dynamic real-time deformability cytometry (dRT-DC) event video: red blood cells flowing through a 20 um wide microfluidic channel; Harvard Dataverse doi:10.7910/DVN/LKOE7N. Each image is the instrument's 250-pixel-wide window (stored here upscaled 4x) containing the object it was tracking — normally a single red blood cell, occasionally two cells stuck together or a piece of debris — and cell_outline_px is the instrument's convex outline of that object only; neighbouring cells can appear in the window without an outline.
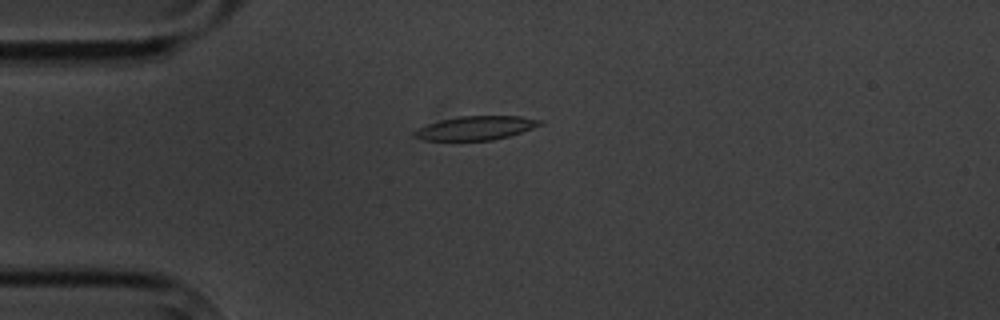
{"species": "common noctule bat (a hibernating species)", "species_latin": "Nyctalus noctula", "temperature_condition": "cold", "stored_images_in_passage": 5, "camera_frame_rate_fps": 3000, "um_per_image_px": 0.085, "animal": {"sex": "male", "body_mass_g": 20.1, "forearm_length_mm": 53.5}, "frame": {"image": 1, "passage_image": 2, "time_ms": 1.0, "image_size_px": [1000, 320], "cell_outline_px": [[544, 120], [540, 124], [532, 128], [508, 136], [492, 140], [424, 140], [412, 136], [412, 132], [428, 124], [440, 120], [460, 116], [520, 116]], "centroid_in_image_um": [40.42, 10.87], "position_along_channel_um": 44.6, "area_um2": 17.22}}
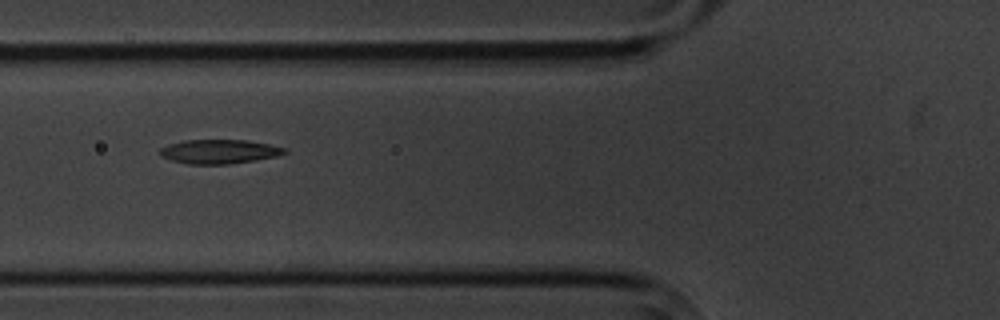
{"frame": {"image": 2, "passage_image": 4, "time_ms": 3.333, "image_size_px": [1000, 320], "cell_outline_px": [[288, 152], [276, 156], [256, 160], [228, 164], [188, 164], [172, 160], [160, 156], [160, 148], [168, 144], [184, 140], [248, 140], [288, 148]], "centroid_in_image_um": [18.64, 12.88], "position_along_channel_um": 107.2, "area_um2": 17.57}}
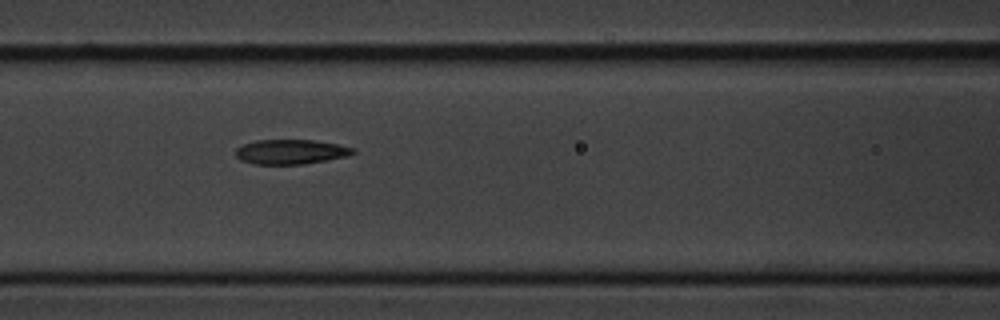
{"frame": {"image": 3, "passage_image": 5, "time_ms": 4.333, "image_size_px": [1000, 320], "cell_outline_px": [[356, 152], [348, 156], [304, 164], [256, 164], [240, 160], [236, 156], [236, 148], [244, 144], [256, 140], [312, 140], [336, 144], [356, 148]], "centroid_in_image_um": [24.73, 12.9], "position_along_channel_um": 141.9, "area_um2": 16.82}}